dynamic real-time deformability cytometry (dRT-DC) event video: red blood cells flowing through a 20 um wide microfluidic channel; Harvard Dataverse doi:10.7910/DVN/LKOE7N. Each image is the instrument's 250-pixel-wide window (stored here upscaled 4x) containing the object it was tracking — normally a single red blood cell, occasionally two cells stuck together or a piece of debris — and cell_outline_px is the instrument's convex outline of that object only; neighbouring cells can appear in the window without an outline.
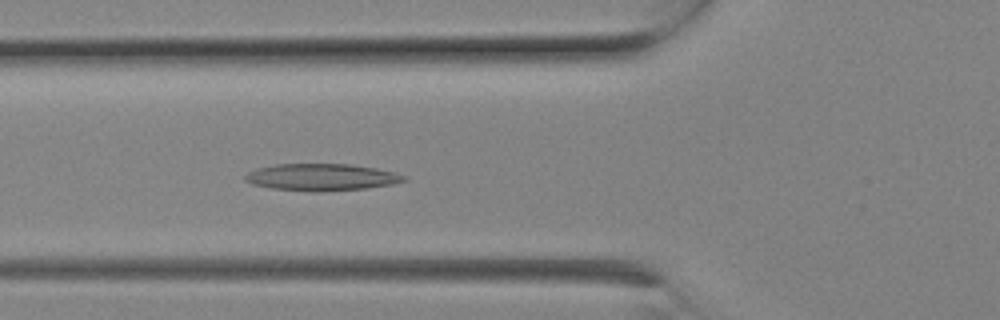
{"species": "Egyptian fruit bat (a non-hibernating species)", "species_latin": "Rousettus aegyptiacus", "temperature_condition": "room temperature", "stored_images_in_passage": 7, "camera_frame_rate_fps": 3000, "um_per_image_px": 0.085, "animal": {"sex": "female"}, "frame": {"image": 1, "passage_image": 7, "time_ms": 2.0, "image_size_px": [1000, 320], "cell_outline_px": [[408, 180], [392, 184], [368, 188], [272, 188], [252, 184], [244, 180], [244, 176], [248, 172], [256, 168], [276, 164], [352, 164], [376, 168], [408, 176]], "centroid_in_image_um": [27.35, 15.0], "position_along_channel_um": 98.4, "area_um2": 23.64}}